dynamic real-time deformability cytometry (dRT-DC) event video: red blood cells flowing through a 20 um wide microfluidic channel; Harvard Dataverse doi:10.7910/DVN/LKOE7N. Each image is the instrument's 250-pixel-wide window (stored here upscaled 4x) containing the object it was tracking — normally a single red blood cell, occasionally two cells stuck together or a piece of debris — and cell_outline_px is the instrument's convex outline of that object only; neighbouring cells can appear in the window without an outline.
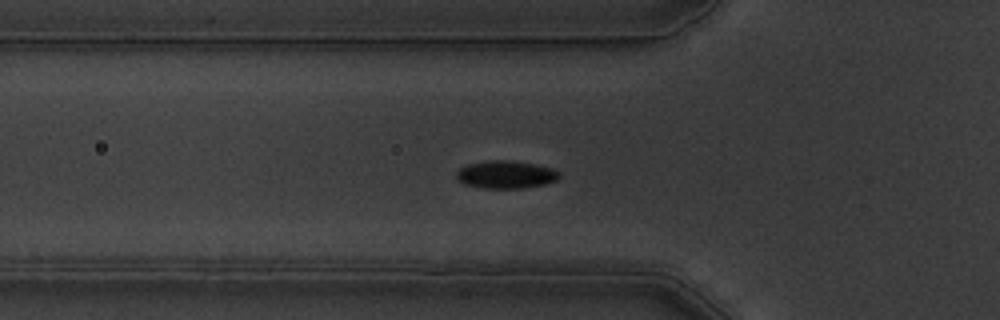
{"species": "common noctule bat (a hibernating species)", "species_latin": "Nyctalus noctula", "temperature_condition": "warm", "stored_images_in_passage": 41, "camera_frame_rate_fps": 3000, "um_per_image_px": 0.085, "animal": {"sex": "male", "body_mass_g": 19.5, "forearm_length_mm": 54.6}, "frame": {"image": 1, "passage_image": 3, "time_ms": 0.667, "image_size_px": [1000, 320], "cell_outline_px": [[560, 176], [556, 180], [544, 184], [524, 188], [484, 188], [464, 184], [456, 180], [456, 172], [460, 168], [468, 164], [488, 160], [508, 160], [536, 164], [552, 168], [560, 172]], "centroid_in_image_um": [42.98, 14.83], "position_along_channel_um": 82.8, "area_um2": 16.7}}
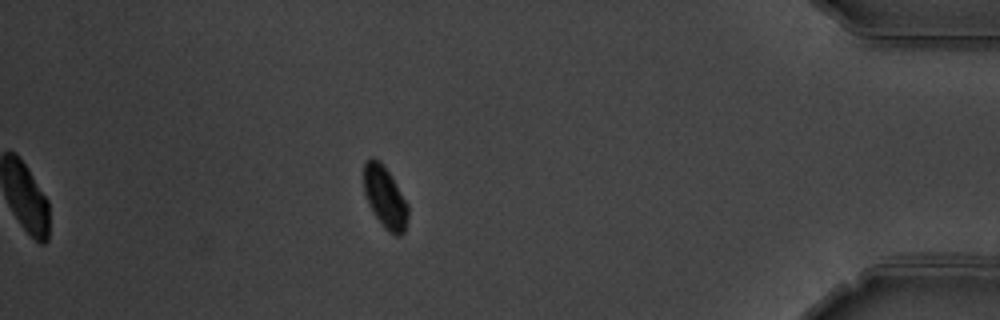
{"frame": {"image": 2, "passage_image": 34, "time_ms": 11.0, "image_size_px": [1000, 320], "cell_outline_px": [[408, 216], [404, 232], [400, 236], [396, 236], [388, 232], [384, 228], [368, 204], [364, 192], [364, 160], [372, 156], [380, 160], [384, 164], [408, 204]], "centroid_in_image_um": [32.71, 16.74], "position_along_channel_um": 402.5, "area_um2": 16.07}, "authors_computed_cell_mechanics": {"area_um2": 16.473, "velocity_mm_per_s": 3.5225, "shape_relaxation_time_tau1_ms": 1.5013, "shape_relaxation_time_tau2_ms": null, "deformation_change_tau1": 0.09, "deformation_change_tau2": null}}